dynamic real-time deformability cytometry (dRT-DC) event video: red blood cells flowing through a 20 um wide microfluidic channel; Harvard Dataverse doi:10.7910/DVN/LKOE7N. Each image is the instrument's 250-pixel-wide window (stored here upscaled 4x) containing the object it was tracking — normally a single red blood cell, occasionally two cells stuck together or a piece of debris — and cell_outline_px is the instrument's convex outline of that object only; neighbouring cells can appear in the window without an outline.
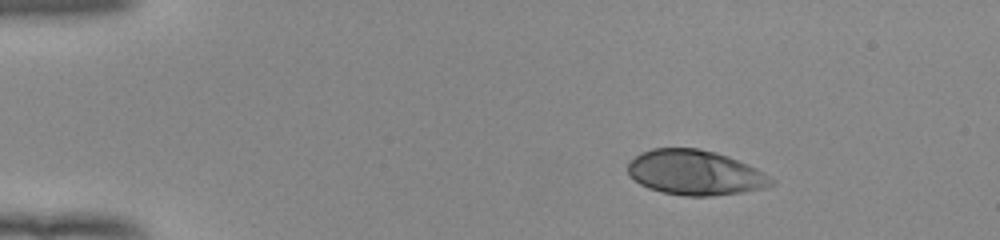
{"species": "human", "species_latin": "Homo sapiens", "temperature_condition": "room temperature", "stored_images_in_passage": 45, "camera_frame_rate_fps": 3000, "um_per_image_px": 0.085, "donor": {"sex": "female"}, "frame": {"image": 1, "passage_image": 1, "time_ms": 0.0, "image_size_px": [1000, 240], "cell_outline_px": [[776, 184], [768, 188], [712, 196], [684, 196], [664, 192], [648, 188], [640, 184], [628, 176], [628, 164], [640, 152], [652, 148], [696, 148], [716, 152], [728, 156], [756, 168], [776, 180]], "centroid_in_image_um": [59.1, 14.68], "position_along_channel_um": 25.9, "area_um2": 37.74}}
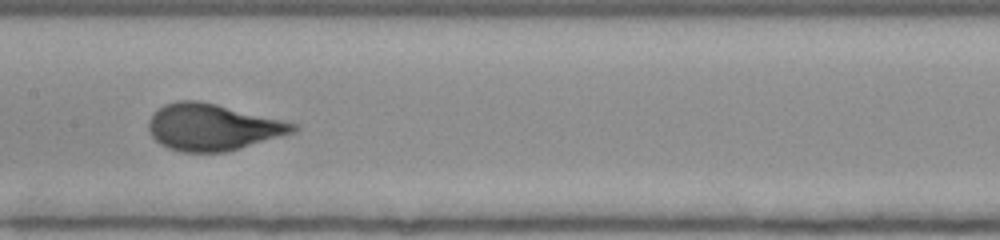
{"frame": {"image": 2, "passage_image": 20, "time_ms": 6.333, "image_size_px": [1000, 240], "cell_outline_px": [[300, 128], [296, 132], [240, 148], [224, 152], [180, 152], [168, 148], [160, 144], [152, 136], [148, 128], [148, 120], [152, 112], [164, 104], [176, 100], [196, 100], [216, 104], [300, 124]], "centroid_in_image_um": [18.07, 10.8], "position_along_channel_um": 189.3, "area_um2": 39.48}}
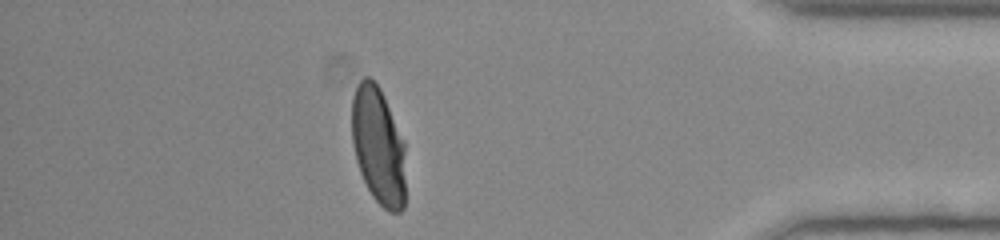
{"frame": {"image": 3, "passage_image": 39, "time_ms": 12.667, "image_size_px": [1000, 240], "cell_outline_px": [[404, 208], [400, 212], [388, 212], [372, 196], [360, 172], [356, 160], [352, 144], [352, 96], [360, 80], [364, 76], [368, 76], [380, 88], [384, 96], [404, 140]], "centroid_in_image_um": [32.15, 12.39], "position_along_channel_um": 403.1, "area_um2": 36.82}, "authors_computed_cell_mechanics": {"area_um2": 38.0902, "velocity_mm_per_s": 3.9323, "shape_relaxation_time_tau1_ms": 3.4664, "shape_relaxation_time_tau2_ms": null, "deformation_change_tau1": 0.2012, "deformation_change_tau2": null}}